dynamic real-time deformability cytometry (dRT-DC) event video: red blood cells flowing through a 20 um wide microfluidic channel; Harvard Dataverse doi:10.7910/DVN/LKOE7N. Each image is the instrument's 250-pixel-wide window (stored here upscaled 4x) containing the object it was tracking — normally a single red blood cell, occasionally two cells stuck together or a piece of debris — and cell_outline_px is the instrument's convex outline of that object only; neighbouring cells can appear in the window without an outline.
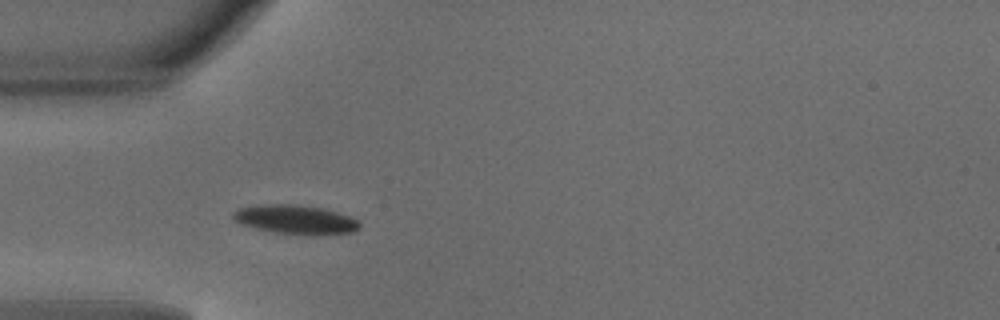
{"species": "common noctule bat (a hibernating species)", "species_latin": "Nyctalus noctula", "temperature_condition": "warm", "stored_images_in_passage": 39, "camera_frame_rate_fps": 3000, "um_per_image_px": 0.085, "animal": {"sex": "male", "body_mass_g": 18.8}, "frame": {"image": 1, "passage_image": 5, "time_ms": 1.333, "image_size_px": [1000, 320], "cell_outline_px": [[360, 228], [352, 232], [320, 236], [312, 236], [272, 232], [240, 224], [232, 216], [232, 212], [240, 208], [260, 204], [292, 204], [324, 208], [348, 216], [356, 220], [360, 224]], "centroid_in_image_um": [25.12, 18.68], "position_along_channel_um": 59.9, "area_um2": 21.62}}
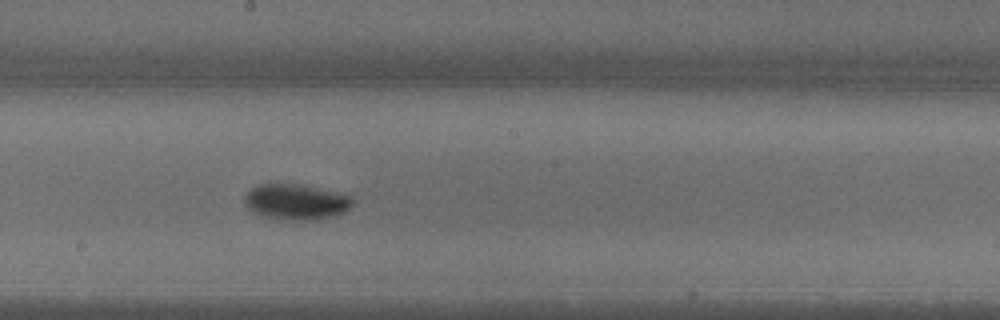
{"frame": {"image": 2, "passage_image": 17, "time_ms": 5.333, "image_size_px": [1000, 320], "cell_outline_px": [[352, 204], [348, 212], [336, 216], [308, 220], [292, 220], [268, 216], [256, 212], [248, 208], [244, 204], [244, 196], [256, 184], [292, 184], [316, 188], [348, 196], [352, 200]], "centroid_in_image_um": [25.16, 17.17], "position_along_channel_um": 223.0, "area_um2": 21.85}}
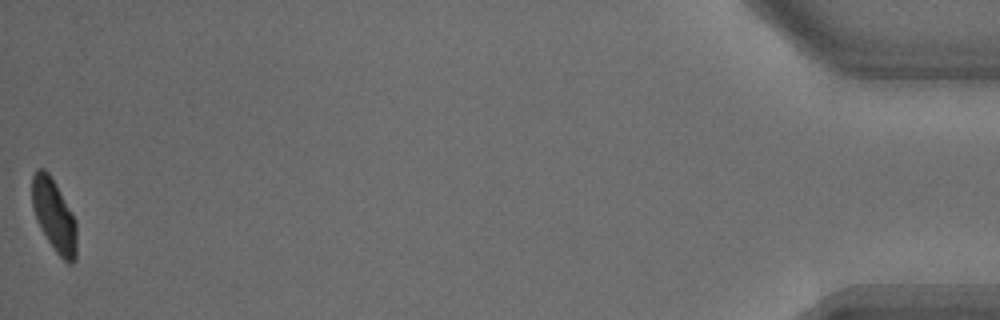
{"frame": {"image": 3, "passage_image": 39, "time_ms": 12.667, "image_size_px": [1000, 320], "cell_outline_px": [[76, 260], [72, 264], [68, 264], [56, 252], [40, 228], [36, 220], [32, 208], [32, 176], [36, 168], [44, 168], [48, 172], [72, 212], [76, 220]], "centroid_in_image_um": [4.59, 18.32], "position_along_channel_um": 430.6, "area_um2": 18.84}, "authors_computed_cell_mechanics": {"area_um2": 20.4034, "velocity_mm_per_s": 4.1379, "shape_relaxation_time_tau1_ms": 2.1082, "shape_relaxation_time_tau2_ms": null, "deformation_change_tau1": 0.118, "deformation_change_tau2": null}}